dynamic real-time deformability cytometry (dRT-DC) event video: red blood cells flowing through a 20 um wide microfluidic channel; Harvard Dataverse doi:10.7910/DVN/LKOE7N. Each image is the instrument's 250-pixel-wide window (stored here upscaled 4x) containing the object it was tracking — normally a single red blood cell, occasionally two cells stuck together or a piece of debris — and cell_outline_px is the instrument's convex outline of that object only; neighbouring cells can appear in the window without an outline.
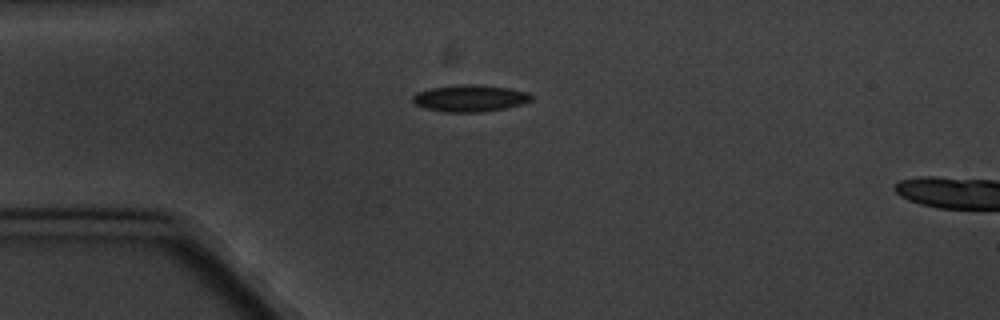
{"species": "common noctule bat (a hibernating species)", "species_latin": "Nyctalus noctula", "temperature_condition": "cold", "stored_images_in_passage": 4, "camera_frame_rate_fps": 3000, "um_per_image_px": 0.085, "animal": {"sex": "male", "body_mass_g": 20.1, "forearm_length_mm": 53.5}, "frame": {"image": 1, "passage_image": 3, "time_ms": 2.333, "image_size_px": [1000, 320], "cell_outline_px": [[532, 100], [508, 108], [480, 112], [444, 112], [424, 108], [416, 104], [412, 100], [412, 96], [416, 92], [432, 88], [460, 84], [480, 84], [508, 88], [528, 92], [532, 96]], "centroid_in_image_um": [39.94, 8.35], "position_along_channel_um": 45.1, "area_um2": 18.61}}